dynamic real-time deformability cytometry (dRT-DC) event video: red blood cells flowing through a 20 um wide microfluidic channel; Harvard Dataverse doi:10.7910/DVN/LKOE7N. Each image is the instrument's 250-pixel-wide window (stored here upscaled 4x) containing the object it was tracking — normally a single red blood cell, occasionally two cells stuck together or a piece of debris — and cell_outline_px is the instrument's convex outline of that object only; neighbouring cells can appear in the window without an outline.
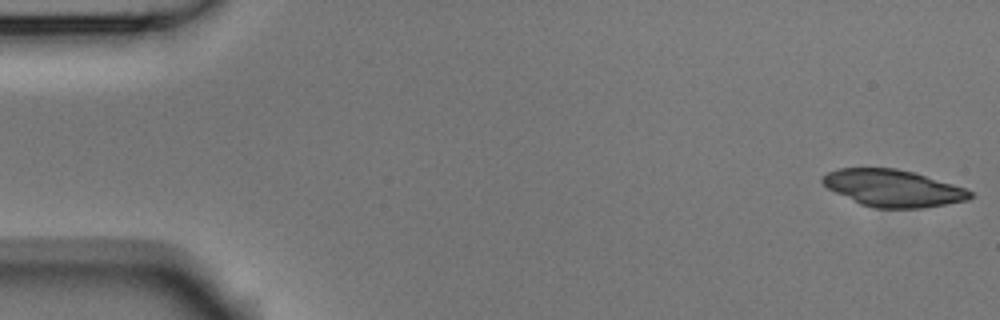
{"species": "Egyptian fruit bat (a non-hibernating species)", "species_latin": "Rousettus aegyptiacus", "temperature_condition": "room temperature", "stored_images_in_passage": 16, "camera_frame_rate_fps": 3000, "um_per_image_px": 0.085, "animal": {"sex": "male"}, "frame": {"image": 1, "passage_image": 1, "time_ms": 0.0, "image_size_px": [1000, 320], "cell_outline_px": [[976, 196], [968, 200], [924, 208], [876, 208], [860, 204], [828, 188], [820, 180], [828, 172], [840, 168], [896, 168], [912, 172], [952, 184], [964, 188], [972, 192]], "centroid_in_image_um": [75.93, 16.0], "position_along_channel_um": 9.1, "area_um2": 31.5}}
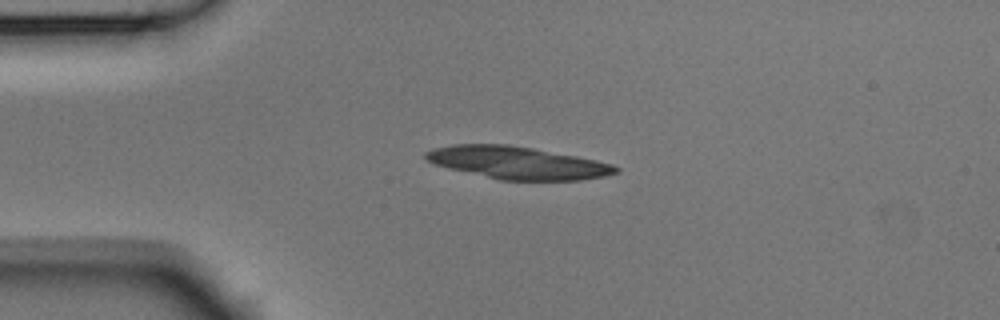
{"frame": {"image": 2, "passage_image": 12, "time_ms": 3.667, "image_size_px": [1000, 320], "cell_outline_px": [[620, 168], [616, 172], [604, 176], [580, 180], [500, 180], [448, 168], [424, 160], [424, 152], [432, 148], [452, 144], [508, 144], [532, 148], [576, 156], [596, 160], [612, 164]], "centroid_in_image_um": [43.93, 13.83], "position_along_channel_um": 41.1, "area_um2": 35.89}}